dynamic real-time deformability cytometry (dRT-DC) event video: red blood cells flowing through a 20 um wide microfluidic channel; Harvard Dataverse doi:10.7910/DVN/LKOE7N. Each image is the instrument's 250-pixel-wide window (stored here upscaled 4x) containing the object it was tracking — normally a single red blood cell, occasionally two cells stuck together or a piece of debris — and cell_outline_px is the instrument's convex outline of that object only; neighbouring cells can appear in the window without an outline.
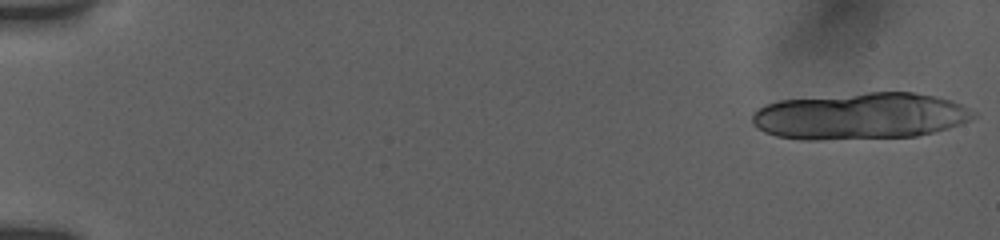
{"species": "human", "species_latin": "Homo sapiens", "temperature_condition": "room temperature", "stored_images_in_passage": 11, "camera_frame_rate_fps": 3000, "um_per_image_px": 0.085, "donor": {"sex": "female"}, "frame": {"image": 1, "passage_image": 1, "time_ms": 0.0, "image_size_px": [1000, 240], "cell_outline_px": [[976, 116], [960, 124], [948, 128], [916, 136], [820, 140], [800, 140], [776, 136], [764, 132], [752, 124], [752, 112], [756, 108], [764, 104], [780, 100], [868, 92], [912, 92], [936, 96], [952, 100], [964, 104], [976, 112]], "centroid_in_image_um": [73.1, 9.86], "position_along_channel_um": 11.9, "area_um2": 60.69}}